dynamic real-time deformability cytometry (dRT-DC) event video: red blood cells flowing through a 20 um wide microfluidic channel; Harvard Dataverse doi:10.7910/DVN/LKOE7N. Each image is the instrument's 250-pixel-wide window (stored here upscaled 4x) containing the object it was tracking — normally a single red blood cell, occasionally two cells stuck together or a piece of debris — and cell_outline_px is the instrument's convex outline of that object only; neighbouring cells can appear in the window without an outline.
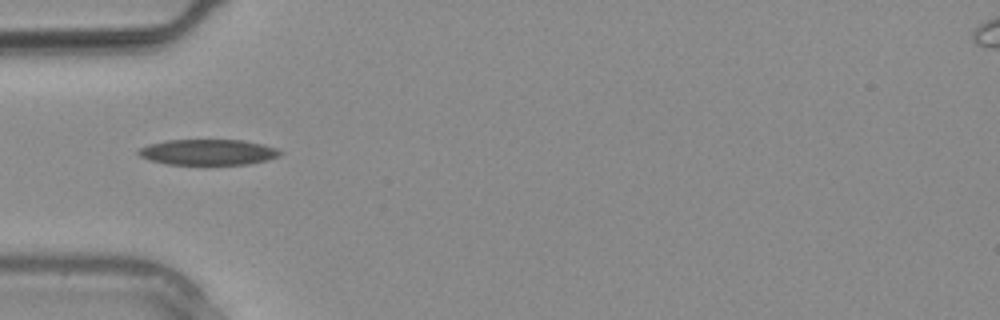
{"species": "common noctule bat (a hibernating species)", "species_latin": "Nyctalus noctula", "temperature_condition": "warm", "stored_images_in_passage": 2, "camera_frame_rate_fps": 3000, "um_per_image_px": 0.085, "animal": {"sex": "male", "body_mass_g": 20.4}, "frame": {"image": 1, "passage_image": 2, "time_ms": 0.333, "image_size_px": [1000, 320], "cell_outline_px": [[284, 152], [280, 156], [268, 160], [248, 164], [164, 164], [140, 156], [136, 152], [140, 148], [148, 144], [168, 140], [244, 140], [264, 144], [276, 148]], "centroid_in_image_um": [17.72, 12.93], "position_along_channel_um": 67.3, "area_um2": 21.27}}